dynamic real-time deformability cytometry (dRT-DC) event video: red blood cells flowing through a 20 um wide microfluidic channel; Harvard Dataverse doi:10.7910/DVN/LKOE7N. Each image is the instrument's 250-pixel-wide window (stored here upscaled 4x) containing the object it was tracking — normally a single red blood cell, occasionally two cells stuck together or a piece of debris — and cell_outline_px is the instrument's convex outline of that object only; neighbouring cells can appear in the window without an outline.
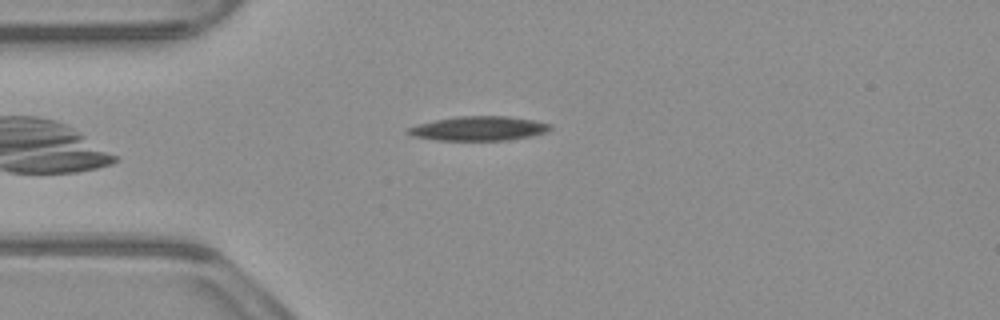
{"species": "common noctule bat (a hibernating species)", "species_latin": "Nyctalus noctula", "temperature_condition": "warm", "stored_images_in_passage": 42, "camera_frame_rate_fps": 3000, "um_per_image_px": 0.085, "animal": {"sex": "male", "body_mass_g": 23.1, "forearm_length_mm": 52.7}, "frame": {"image": 1, "passage_image": 2, "time_ms": 0.333, "image_size_px": [1000, 320], "cell_outline_px": [[552, 128], [544, 132], [528, 136], [508, 140], [436, 140], [412, 136], [404, 132], [408, 128], [420, 124], [436, 120], [460, 116], [508, 116], [536, 120], [552, 124]], "centroid_in_image_um": [40.7, 10.92], "position_along_channel_um": 44.3, "area_um2": 20.0}}
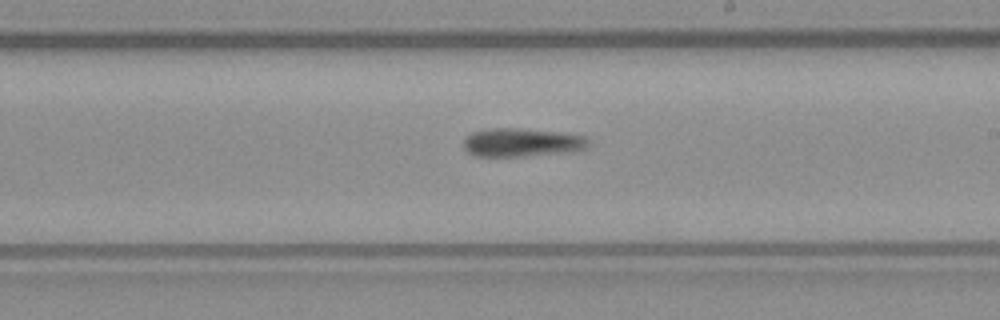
{"frame": {"image": 2, "passage_image": 19, "time_ms": 6.0, "image_size_px": [1000, 320], "cell_outline_px": [[592, 140], [584, 148], [576, 152], [520, 156], [476, 156], [468, 152], [464, 148], [464, 136], [472, 132], [492, 128], [516, 128], [560, 132], [584, 136]], "centroid_in_image_um": [44.37, 12.11], "position_along_channel_um": 244.6, "area_um2": 20.87}}
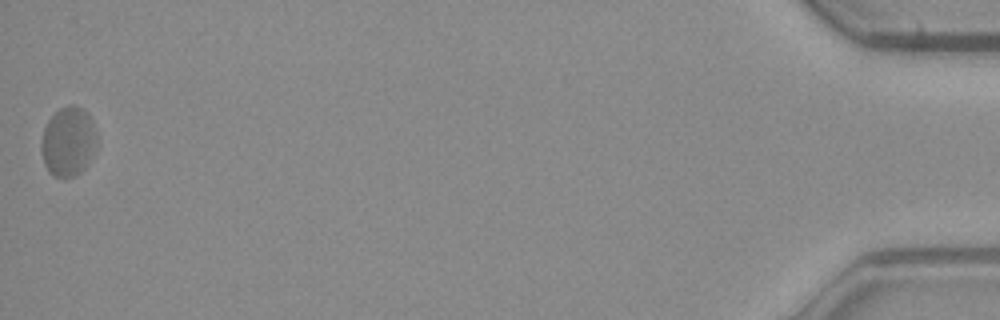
{"frame": {"image": 3, "passage_image": 42, "time_ms": 13.667, "image_size_px": [1000, 320], "cell_outline_px": [[96, 148], [92, 156], [84, 168], [76, 176], [52, 176], [48, 172], [44, 164], [40, 152], [40, 144], [44, 128], [48, 120], [60, 108], [68, 104], [72, 104], [88, 112], [92, 120], [96, 132]], "centroid_in_image_um": [5.79, 12.03], "position_along_channel_um": 429.4, "area_um2": 22.66}}